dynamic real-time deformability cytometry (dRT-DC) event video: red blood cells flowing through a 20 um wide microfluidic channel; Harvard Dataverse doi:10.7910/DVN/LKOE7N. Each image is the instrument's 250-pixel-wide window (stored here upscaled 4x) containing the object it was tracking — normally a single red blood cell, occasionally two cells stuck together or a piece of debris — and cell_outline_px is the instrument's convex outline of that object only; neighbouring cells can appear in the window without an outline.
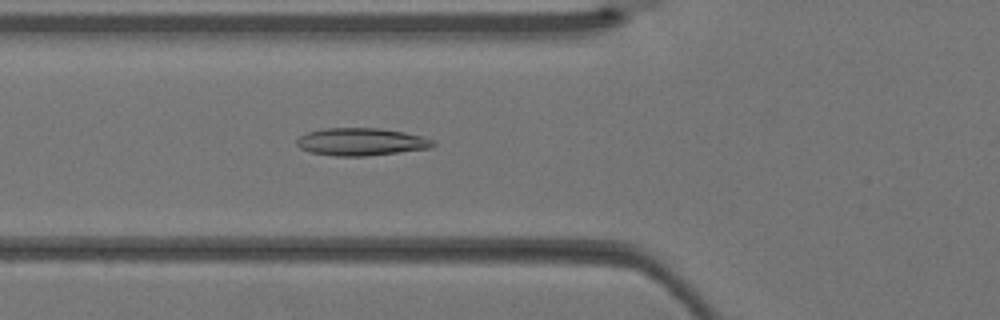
{"species": "Egyptian fruit bat (a non-hibernating species)", "species_latin": "Rousettus aegyptiacus", "temperature_condition": "warm", "stored_images_in_passage": 4, "camera_frame_rate_fps": 3000, "um_per_image_px": 0.085, "animal": {"sex": "female"}, "frame": {"image": 1, "passage_image": 4, "time_ms": 1.0, "image_size_px": [1000, 320], "cell_outline_px": [[436, 144], [432, 148], [368, 156], [336, 156], [308, 152], [300, 148], [296, 144], [296, 140], [300, 136], [308, 132], [324, 128], [380, 128], [404, 132], [436, 140]], "centroid_in_image_um": [30.71, 12.06], "position_along_channel_um": 95.1, "area_um2": 22.08}}